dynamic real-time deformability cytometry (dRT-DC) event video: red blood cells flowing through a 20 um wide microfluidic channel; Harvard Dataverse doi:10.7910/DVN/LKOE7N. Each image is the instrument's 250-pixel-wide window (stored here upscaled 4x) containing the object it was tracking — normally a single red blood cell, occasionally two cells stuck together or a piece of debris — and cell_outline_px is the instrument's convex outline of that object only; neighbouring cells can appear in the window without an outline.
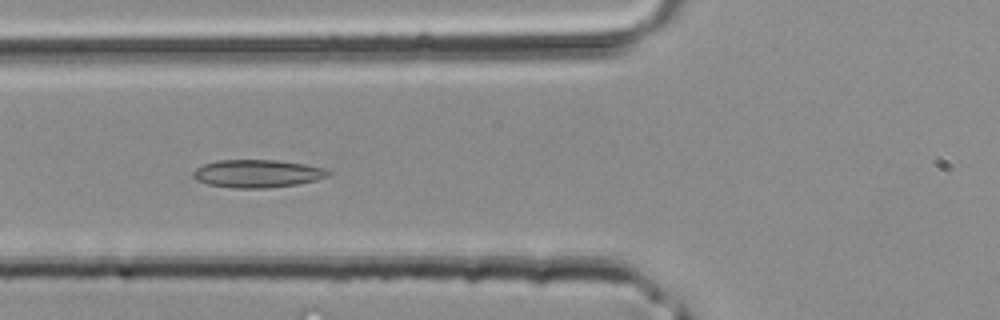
{"species": "common noctule bat (a hibernating species)", "species_latin": "Nyctalus noctula", "temperature_condition": "room temperature", "stored_images_in_passage": 31, "camera_frame_rate_fps": 3000, "um_per_image_px": 0.085, "animal": {"sex": "male", "body_mass_g": 20.4}, "frame": {"image": 1, "passage_image": 5, "time_ms": 1.333, "image_size_px": [1000, 320], "cell_outline_px": [[332, 172], [328, 176], [316, 180], [296, 184], [268, 188], [232, 188], [208, 184], [196, 180], [192, 176], [192, 172], [196, 168], [204, 164], [216, 160], [276, 160], [304, 164], [324, 168]], "centroid_in_image_um": [21.85, 14.75], "position_along_channel_um": 104.0, "area_um2": 21.96}}
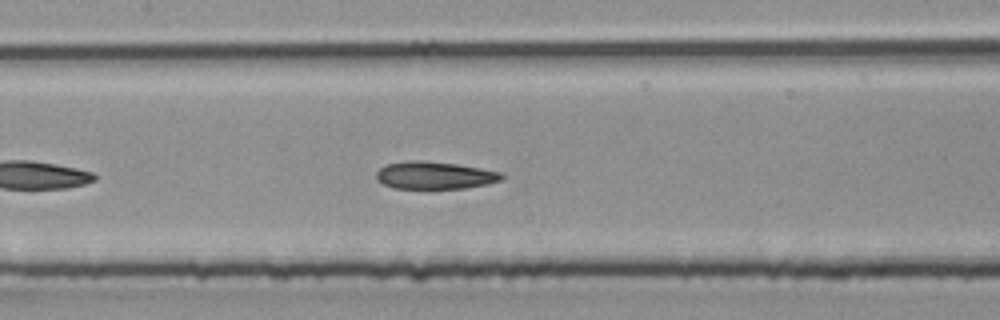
{"frame": {"image": 2, "passage_image": 9, "time_ms": 2.667, "image_size_px": [1000, 320], "cell_outline_px": [[504, 176], [500, 180], [488, 184], [464, 188], [396, 188], [384, 184], [376, 180], [376, 172], [380, 168], [388, 164], [412, 160], [420, 160], [456, 164], [480, 168], [500, 172]], "centroid_in_image_um": [36.94, 14.9], "position_along_channel_um": 170.5, "area_um2": 19.83}}
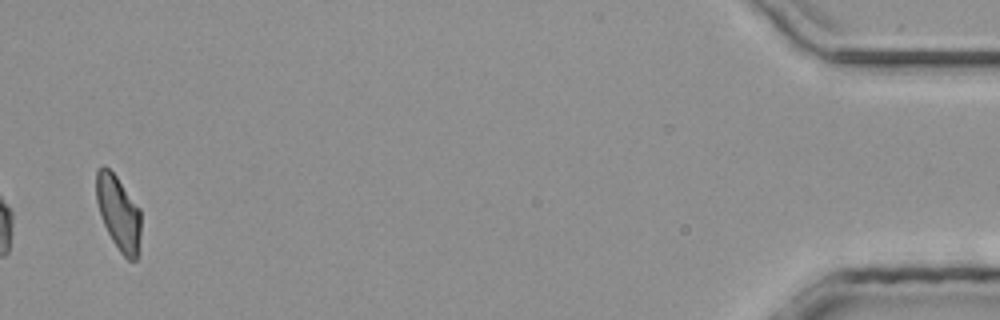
{"frame": {"image": 3, "passage_image": 30, "time_ms": 9.667, "image_size_px": [1000, 320], "cell_outline_px": [[140, 236], [136, 260], [128, 260], [120, 252], [112, 240], [100, 216], [96, 200], [96, 172], [104, 164], [116, 176], [140, 208]], "centroid_in_image_um": [10.06, 18.08], "position_along_channel_um": 425.1, "area_um2": 19.25}}